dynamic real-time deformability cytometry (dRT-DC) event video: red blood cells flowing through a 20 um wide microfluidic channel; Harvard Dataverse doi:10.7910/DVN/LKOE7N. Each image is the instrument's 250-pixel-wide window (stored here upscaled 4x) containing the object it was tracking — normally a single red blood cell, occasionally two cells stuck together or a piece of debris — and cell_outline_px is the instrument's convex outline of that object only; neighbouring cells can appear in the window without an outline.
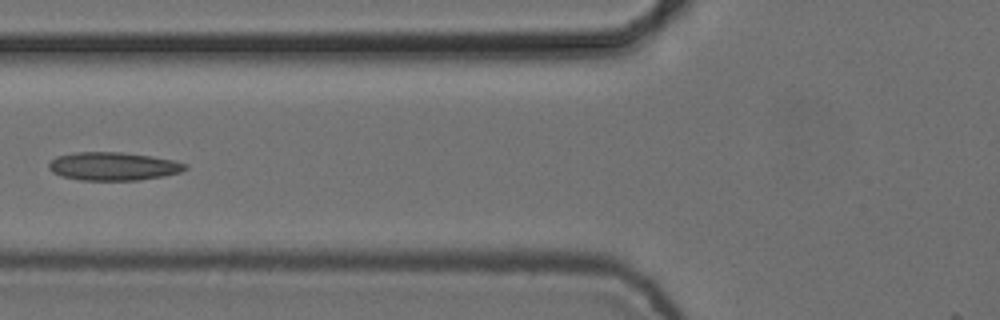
{"species": "common noctule bat (a hibernating species)", "species_latin": "Nyctalus noctula", "temperature_condition": "cold", "stored_images_in_passage": 6, "camera_frame_rate_fps": 3000, "um_per_image_px": 0.085, "animal": {"sex": "female", "body_mass_g": 24.6, "forearm_length_mm": 56.2}, "frame": {"image": 1, "passage_image": 6, "time_ms": 1.667, "image_size_px": [1000, 320], "cell_outline_px": [[188, 168], [180, 172], [164, 176], [140, 180], [80, 180], [64, 176], [52, 172], [48, 168], [48, 164], [56, 156], [76, 152], [120, 152], [152, 156], [176, 160], [188, 164]], "centroid_in_image_um": [9.67, 14.13], "position_along_channel_um": 116.1, "area_um2": 22.54}}